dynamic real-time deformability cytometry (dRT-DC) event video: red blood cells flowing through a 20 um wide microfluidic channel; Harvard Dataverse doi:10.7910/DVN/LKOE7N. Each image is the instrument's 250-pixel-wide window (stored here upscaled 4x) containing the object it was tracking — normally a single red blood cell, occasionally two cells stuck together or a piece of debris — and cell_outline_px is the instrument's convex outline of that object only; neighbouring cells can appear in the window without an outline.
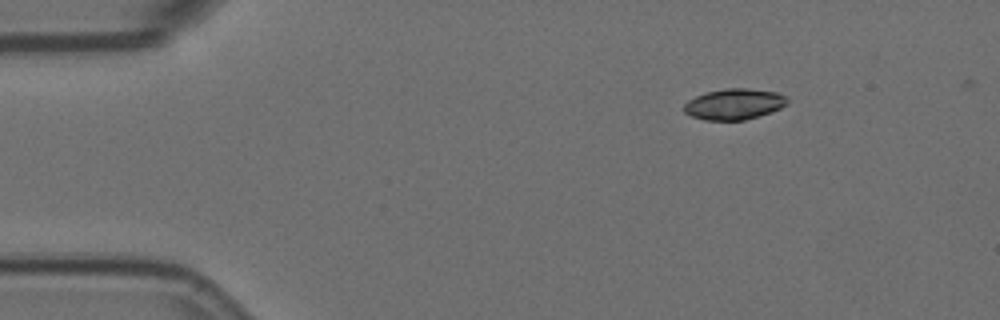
{"species": "Egyptian fruit bat (a non-hibernating species)", "species_latin": "Rousettus aegyptiacus", "temperature_condition": "room temperature", "stored_images_in_passage": 50, "camera_frame_rate_fps": 3000, "um_per_image_px": 0.085, "animal": {"sex": "female"}, "frame": {"image": 1, "passage_image": 1, "time_ms": 0.0, "image_size_px": [1000, 320], "cell_outline_px": [[788, 104], [772, 112], [744, 120], [704, 120], [692, 116], [684, 112], [684, 104], [688, 100], [704, 92], [724, 88], [748, 88], [776, 92], [784, 96], [788, 100]], "centroid_in_image_um": [62.39, 8.84], "position_along_channel_um": 22.6, "area_um2": 18.67}}
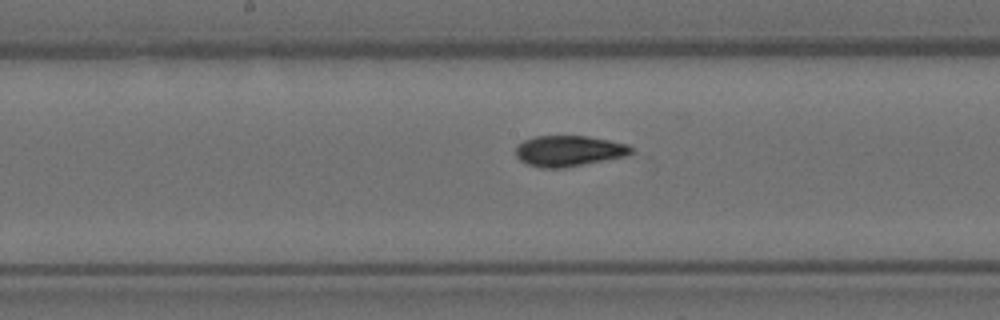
{"frame": {"image": 2, "passage_image": 22, "time_ms": 7.0, "image_size_px": [1000, 320], "cell_outline_px": [[636, 152], [628, 156], [564, 168], [540, 168], [528, 164], [520, 160], [516, 156], [516, 144], [524, 140], [536, 136], [588, 136], [628, 144]], "centroid_in_image_um": [48.38, 12.83], "position_along_channel_um": 199.8, "area_um2": 20.98}}
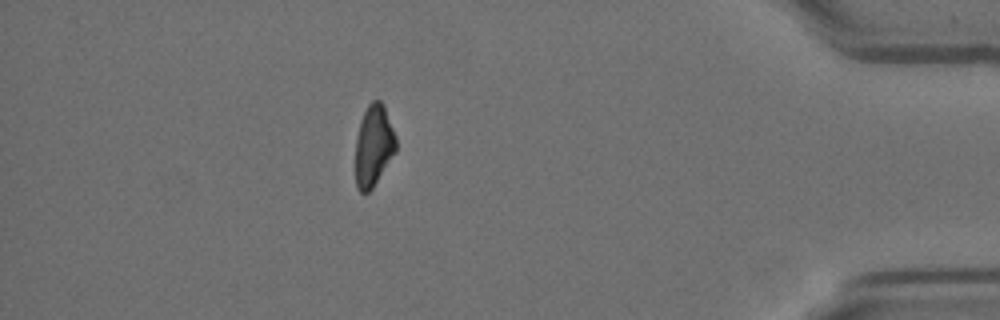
{"frame": {"image": 3, "passage_image": 43, "time_ms": 14.0, "image_size_px": [1000, 320], "cell_outline_px": [[396, 152], [372, 188], [368, 192], [360, 192], [356, 188], [356, 140], [360, 120], [368, 104], [372, 100], [380, 100], [384, 104], [396, 136]], "centroid_in_image_um": [31.77, 12.36], "position_along_channel_um": 403.4, "area_um2": 19.25}, "authors_computed_cell_mechanics": {"area_um2": 20.4323, "velocity_mm_per_s": 3.5881, "shape_relaxation_time_tau1_ms": 6.2395, "shape_relaxation_time_tau2_ms": 2.8203, "deformation_change_tau1": 0.1601, "deformation_change_tau2": 0.0824}}